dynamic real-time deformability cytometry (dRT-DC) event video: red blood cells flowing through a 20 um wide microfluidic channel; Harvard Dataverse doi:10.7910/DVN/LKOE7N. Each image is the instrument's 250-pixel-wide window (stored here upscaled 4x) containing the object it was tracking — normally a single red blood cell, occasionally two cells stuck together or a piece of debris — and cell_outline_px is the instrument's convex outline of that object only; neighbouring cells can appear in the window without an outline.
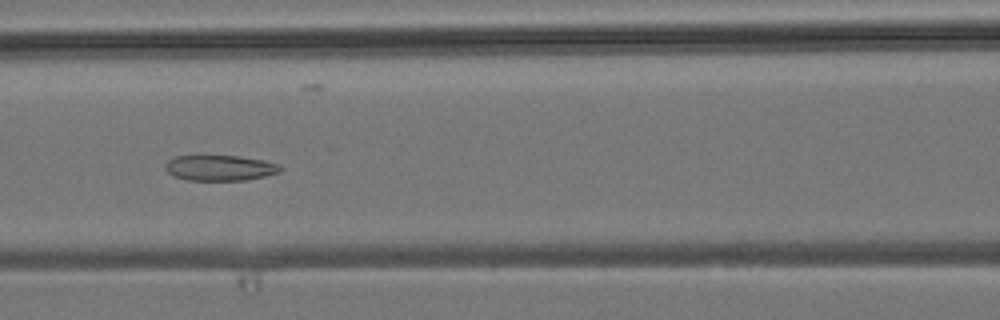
{"species": "common noctule bat (a hibernating species)", "species_latin": "Nyctalus noctula", "temperature_condition": "room temperature", "stored_images_in_passage": 8, "camera_frame_rate_fps": 3000, "um_per_image_px": 0.085, "animal": {"sex": "male", "body_mass_g": 19.2, "forearm_length_mm": 51.8}, "frame": {"image": 1, "passage_image": 6, "time_ms": 5.667, "image_size_px": [1000, 320], "cell_outline_px": [[284, 168], [280, 172], [264, 176], [244, 180], [188, 180], [172, 176], [164, 168], [164, 164], [168, 160], [176, 156], [240, 156], [264, 160], [280, 164]], "centroid_in_image_um": [18.7, 14.27], "position_along_channel_um": 147.9, "area_um2": 17.22}}